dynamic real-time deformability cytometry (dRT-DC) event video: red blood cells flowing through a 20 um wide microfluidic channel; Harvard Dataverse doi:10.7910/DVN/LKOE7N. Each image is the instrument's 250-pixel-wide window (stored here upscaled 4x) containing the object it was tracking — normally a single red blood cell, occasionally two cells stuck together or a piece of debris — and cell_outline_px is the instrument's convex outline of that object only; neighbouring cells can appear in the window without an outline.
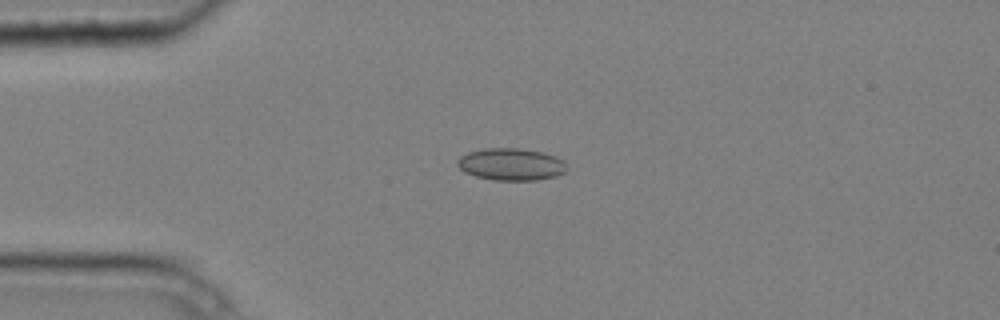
{"species": "common noctule bat (a hibernating species)", "species_latin": "Nyctalus noctula", "temperature_condition": "cold", "stored_images_in_passage": 4, "camera_frame_rate_fps": 3000, "um_per_image_px": 0.085, "animal": {"sex": "male", "body_mass_g": 20.4}, "frame": {"image": 1, "passage_image": 3, "time_ms": 0.667, "image_size_px": [1000, 320], "cell_outline_px": [[568, 168], [564, 172], [556, 176], [536, 180], [492, 180], [476, 176], [464, 172], [456, 164], [456, 160], [460, 156], [468, 152], [484, 148], [520, 148], [544, 152], [556, 156], [564, 160]], "centroid_in_image_um": [43.45, 13.96], "position_along_channel_um": 41.6, "area_um2": 20.75}}